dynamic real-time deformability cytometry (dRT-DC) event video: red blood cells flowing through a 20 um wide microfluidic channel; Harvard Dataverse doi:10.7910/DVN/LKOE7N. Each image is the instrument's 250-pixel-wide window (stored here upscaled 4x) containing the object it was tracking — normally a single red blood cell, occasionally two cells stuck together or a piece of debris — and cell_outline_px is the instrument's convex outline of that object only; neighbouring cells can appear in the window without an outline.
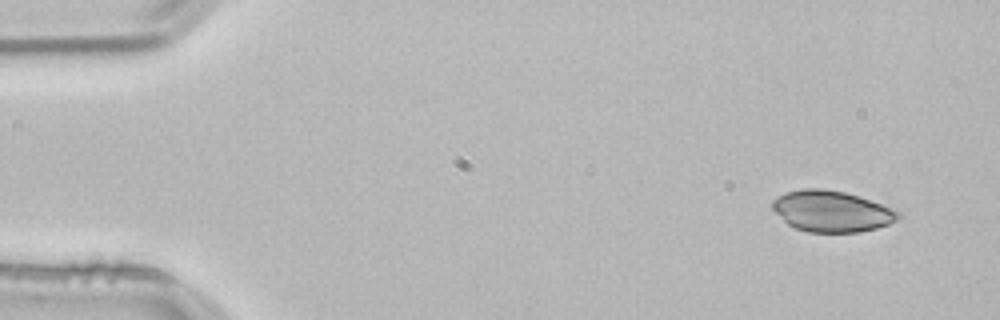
{"species": "common noctule bat (a hibernating species)", "species_latin": "Nyctalus noctula", "temperature_condition": "room temperature", "stored_images_in_passage": 4, "camera_frame_rate_fps": 3000, "um_per_image_px": 0.085, "animal": {"sex": "male", "body_mass_g": 21.5, "forearm_length_mm": 52.0}, "frame": {"image": 1, "passage_image": 1, "time_ms": 0.0, "image_size_px": [1000, 320], "cell_outline_px": [[904, 216], [888, 224], [876, 228], [860, 232], [808, 232], [796, 228], [788, 224], [772, 208], [772, 200], [784, 192], [804, 188], [824, 188], [844, 192], [880, 204], [900, 212]], "centroid_in_image_um": [70.67, 17.95], "position_along_channel_um": 14.3, "area_um2": 29.94}}